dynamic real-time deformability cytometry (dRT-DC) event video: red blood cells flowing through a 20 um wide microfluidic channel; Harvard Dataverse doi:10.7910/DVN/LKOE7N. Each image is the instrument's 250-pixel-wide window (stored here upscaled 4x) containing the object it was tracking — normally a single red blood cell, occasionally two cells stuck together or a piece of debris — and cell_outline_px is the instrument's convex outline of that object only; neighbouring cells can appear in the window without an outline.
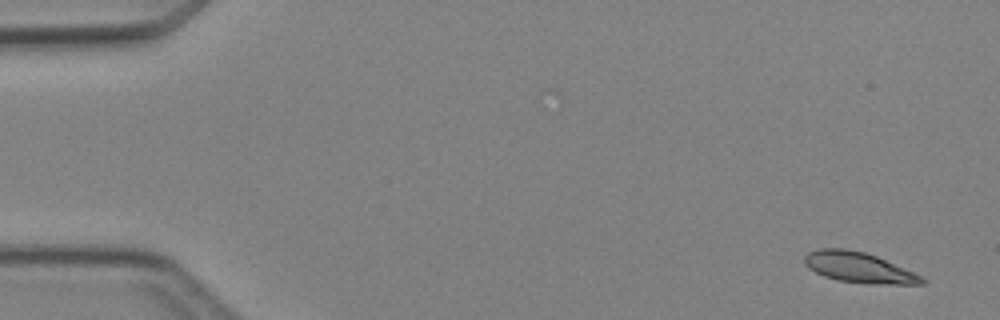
{"species": "Egyptian fruit bat (a non-hibernating species)", "species_latin": "Rousettus aegyptiacus", "temperature_condition": "cold", "stored_images_in_passage": 4, "camera_frame_rate_fps": 3000, "um_per_image_px": 0.085, "animal": {"sex": "female"}, "frame": {"image": 1, "passage_image": 1, "time_ms": 0.0, "image_size_px": [1000, 320], "cell_outline_px": [[928, 280], [924, 284], [872, 284], [836, 280], [824, 276], [808, 268], [804, 264], [804, 256], [808, 252], [820, 248], [844, 248], [864, 252], [876, 256], [912, 272]], "centroid_in_image_um": [72.96, 22.74], "position_along_channel_um": 12.0, "area_um2": 20.69}}
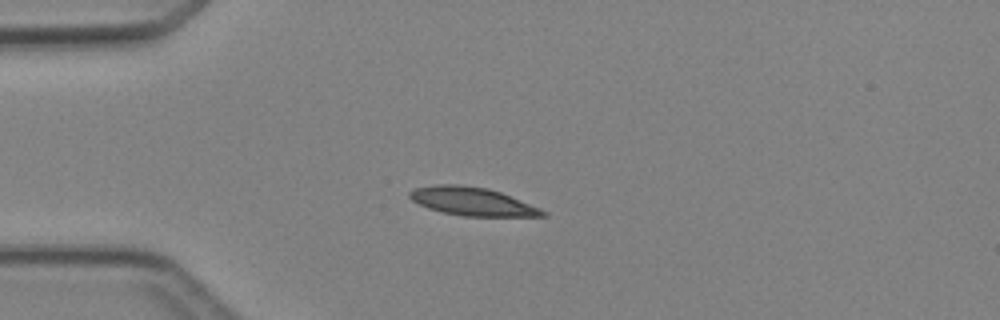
{"frame": {"image": 2, "passage_image": 4, "time_ms": 3.333, "image_size_px": [1000, 320], "cell_outline_px": [[548, 216], [464, 216], [444, 212], [428, 208], [412, 200], [408, 196], [408, 192], [416, 188], [436, 184], [460, 184], [488, 188], [500, 192], [540, 208], [548, 212]], "centroid_in_image_um": [40.15, 17.11], "position_along_channel_um": 44.9, "area_um2": 21.79}}